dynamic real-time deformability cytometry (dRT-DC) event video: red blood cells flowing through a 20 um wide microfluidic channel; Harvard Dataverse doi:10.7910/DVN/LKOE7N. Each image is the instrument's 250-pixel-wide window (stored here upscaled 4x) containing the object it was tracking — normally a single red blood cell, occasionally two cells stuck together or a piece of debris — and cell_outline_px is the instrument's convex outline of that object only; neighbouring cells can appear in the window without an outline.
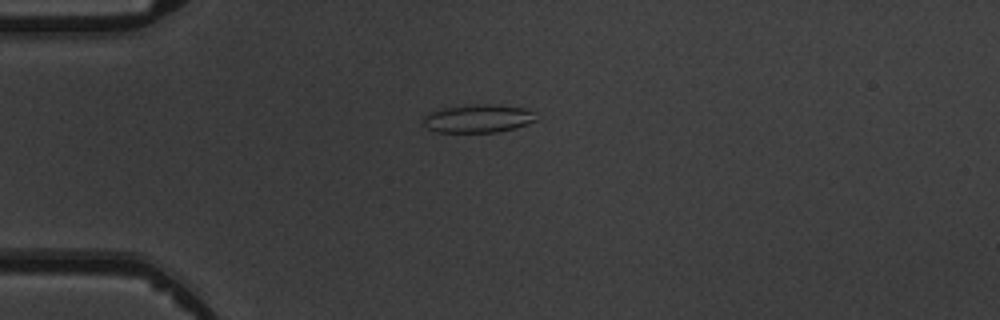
{"species": "common noctule bat (a hibernating species)", "species_latin": "Nyctalus noctula", "temperature_condition": "warm", "stored_images_in_passage": 4, "camera_frame_rate_fps": 3000, "um_per_image_px": 0.085, "animal": {"sex": "male", "body_mass_g": 19.5, "forearm_length_mm": 54.6}, "frame": {"image": 1, "passage_image": 2, "time_ms": 1.0, "image_size_px": [1000, 320], "cell_outline_px": [[536, 120], [528, 124], [516, 128], [496, 132], [436, 132], [420, 124], [424, 116], [428, 112], [444, 108], [476, 104], [496, 104], [524, 108], [532, 112]], "centroid_in_image_um": [40.59, 10.08], "position_along_channel_um": 44.4, "area_um2": 18.61}}
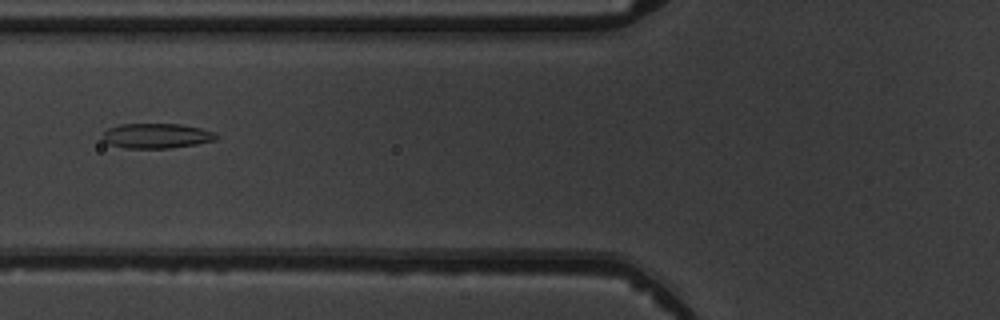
{"frame": {"image": 2, "passage_image": 4, "time_ms": 3.333, "image_size_px": [1000, 320], "cell_outline_px": [[220, 136], [216, 140], [196, 144], [168, 148], [128, 148], [108, 144], [100, 136], [108, 128], [120, 124], [180, 124], [200, 128], [216, 132]], "centroid_in_image_um": [13.32, 11.54], "position_along_channel_um": 112.5, "area_um2": 16.59}}